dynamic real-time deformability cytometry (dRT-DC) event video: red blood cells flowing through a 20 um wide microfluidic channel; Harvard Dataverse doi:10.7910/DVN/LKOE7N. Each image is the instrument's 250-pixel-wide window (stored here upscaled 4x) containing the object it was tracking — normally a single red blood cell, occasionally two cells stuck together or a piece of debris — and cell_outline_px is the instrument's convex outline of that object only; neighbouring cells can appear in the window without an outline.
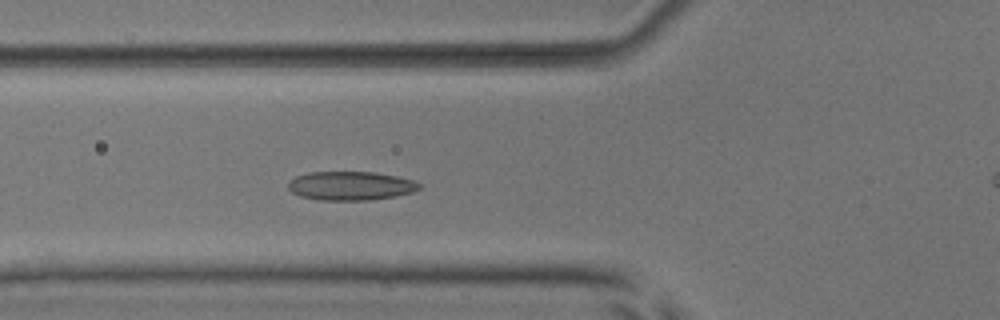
{"species": "common noctule bat (a hibernating species)", "species_latin": "Nyctalus noctula", "temperature_condition": "room temperature", "stored_images_in_passage": 6, "camera_frame_rate_fps": 3000, "um_per_image_px": 0.085, "animal": {"sex": "male", "body_mass_g": 17.9, "forearm_length_mm": 54.2}, "frame": {"image": 1, "passage_image": 5, "time_ms": 5.333, "image_size_px": [1000, 320], "cell_outline_px": [[424, 184], [420, 188], [412, 192], [396, 196], [368, 200], [320, 200], [300, 196], [292, 192], [288, 188], [288, 184], [296, 176], [308, 172], [372, 172], [396, 176], [416, 180]], "centroid_in_image_um": [29.85, 15.79], "position_along_channel_um": 96.0, "area_um2": 22.08}}